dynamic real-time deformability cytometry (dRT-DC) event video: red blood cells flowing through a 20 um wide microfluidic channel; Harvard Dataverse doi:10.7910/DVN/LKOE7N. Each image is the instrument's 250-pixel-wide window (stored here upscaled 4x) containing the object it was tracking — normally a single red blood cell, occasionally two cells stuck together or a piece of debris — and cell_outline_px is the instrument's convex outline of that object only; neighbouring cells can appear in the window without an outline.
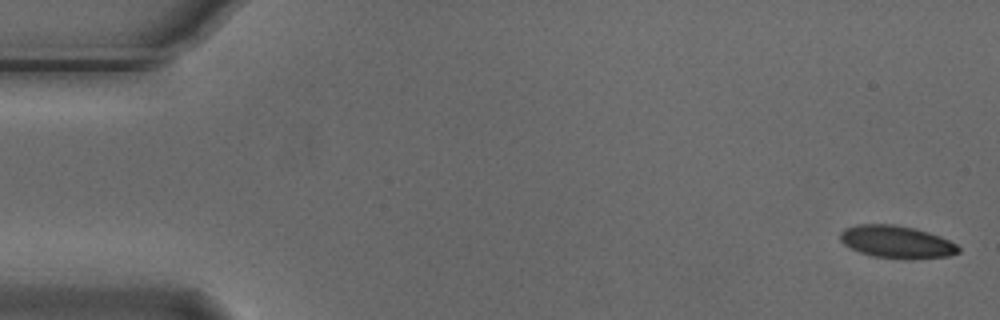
{"species": "Egyptian fruit bat (a non-hibernating species)", "species_latin": "Rousettus aegyptiacus", "temperature_condition": "cold", "stored_images_in_passage": 6, "camera_frame_rate_fps": 3000, "um_per_image_px": 0.085, "animal": {"sex": "male"}, "frame": {"image": 1, "passage_image": 1, "time_ms": 0.0, "image_size_px": [1000, 320], "cell_outline_px": [[960, 252], [948, 256], [912, 260], [872, 256], [860, 252], [844, 244], [840, 240], [840, 232], [844, 228], [856, 224], [892, 224], [916, 228], [940, 236], [956, 244], [960, 248]], "centroid_in_image_um": [76.22, 20.56], "position_along_channel_um": 8.8, "area_um2": 22.6}}
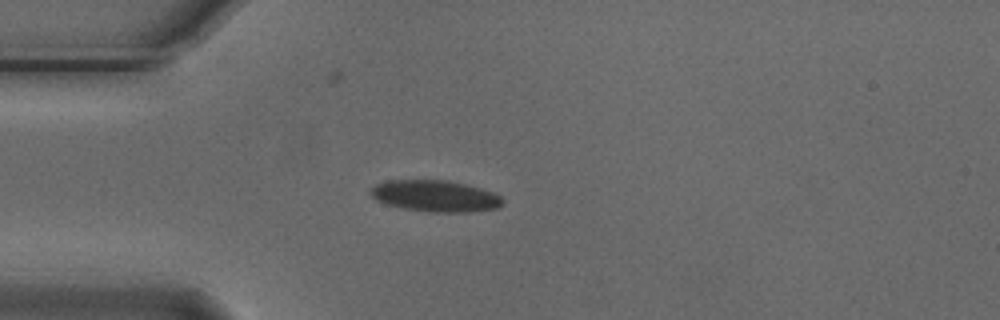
{"frame": {"image": 2, "passage_image": 4, "time_ms": 1.0, "image_size_px": [1000, 320], "cell_outline_px": [[504, 204], [496, 208], [472, 212], [428, 212], [400, 208], [384, 204], [376, 200], [368, 192], [376, 184], [388, 180], [444, 180], [464, 184], [480, 188], [492, 192], [500, 196], [504, 200]], "centroid_in_image_um": [36.97, 16.67], "position_along_channel_um": 48.0, "area_um2": 24.33}}